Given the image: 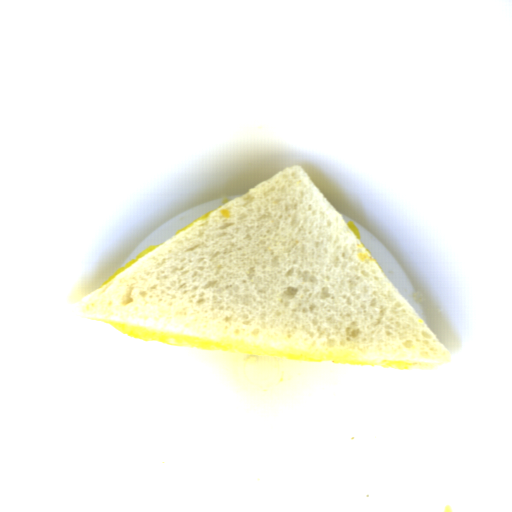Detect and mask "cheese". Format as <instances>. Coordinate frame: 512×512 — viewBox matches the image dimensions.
Masks as SVG:
<instances>
[{
  "instance_id": "cheese-4",
  "label": "cheese",
  "mask_w": 512,
  "mask_h": 512,
  "mask_svg": "<svg viewBox=\"0 0 512 512\" xmlns=\"http://www.w3.org/2000/svg\"><path fill=\"white\" fill-rule=\"evenodd\" d=\"M217 209V208H216ZM215 209L211 210V211H208L206 212L205 214H203L202 216H200L199 218H197L196 220L192 221L191 223H189L188 225H186L185 227H183L182 229L179 230L178 234L181 233L182 231H184L185 229H187L188 227H190L191 225H193L194 223H196L197 221H199L200 219H202L203 217H205L206 215H208L209 213H211L212 211H214ZM177 234V235H178Z\"/></svg>"
},
{
  "instance_id": "cheese-1",
  "label": "cheese",
  "mask_w": 512,
  "mask_h": 512,
  "mask_svg": "<svg viewBox=\"0 0 512 512\" xmlns=\"http://www.w3.org/2000/svg\"><path fill=\"white\" fill-rule=\"evenodd\" d=\"M102 319V318H101ZM122 335L153 341L164 344L179 345L208 350L248 352L264 355H273L297 359H306L322 362H337L351 364L380 365L397 369H411L415 362L362 358L352 356L331 355L316 352L300 351L293 349L269 347L262 345L246 344L239 342L208 339L185 334L149 329L144 327L126 325L106 319H102Z\"/></svg>"
},
{
  "instance_id": "cheese-3",
  "label": "cheese",
  "mask_w": 512,
  "mask_h": 512,
  "mask_svg": "<svg viewBox=\"0 0 512 512\" xmlns=\"http://www.w3.org/2000/svg\"><path fill=\"white\" fill-rule=\"evenodd\" d=\"M346 224L351 229V231L355 234V236L358 238V240L361 242L362 236H361L357 226L352 221L349 223H346Z\"/></svg>"
},
{
  "instance_id": "cheese-2",
  "label": "cheese",
  "mask_w": 512,
  "mask_h": 512,
  "mask_svg": "<svg viewBox=\"0 0 512 512\" xmlns=\"http://www.w3.org/2000/svg\"><path fill=\"white\" fill-rule=\"evenodd\" d=\"M158 247L159 246L154 243L151 246H149L148 248H146L145 250H143L142 252H140L139 254H137L136 256H134L127 263H125L122 267H120L113 274H111L109 276L107 282L110 281L111 279H113L114 277H116L117 275H119L121 272H123L124 270H126L127 268L132 266L134 263H136L137 261H139L140 259H142L143 257H145L147 254H149L150 252H152L153 250H155Z\"/></svg>"
}]
</instances>
